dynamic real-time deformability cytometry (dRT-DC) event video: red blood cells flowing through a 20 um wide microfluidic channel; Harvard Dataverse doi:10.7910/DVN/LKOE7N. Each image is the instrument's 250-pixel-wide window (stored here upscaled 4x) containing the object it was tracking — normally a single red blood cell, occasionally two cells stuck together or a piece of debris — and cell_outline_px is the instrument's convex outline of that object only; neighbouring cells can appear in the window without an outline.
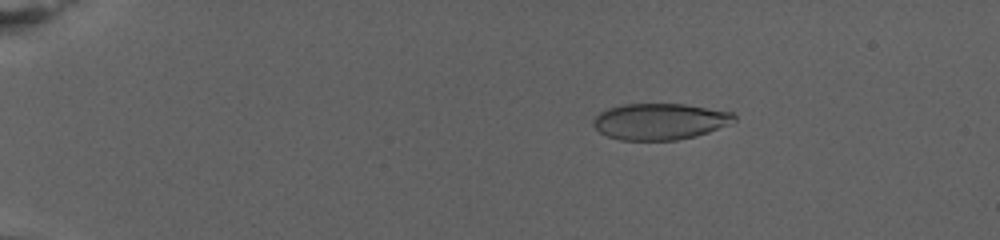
{"species": "human", "species_latin": "Homo sapiens", "temperature_condition": "warm", "stored_images_in_passage": 79, "camera_frame_rate_fps": 3000, "um_per_image_px": 0.085, "donor": {"sex": "female"}, "frame": {"image": 1, "passage_image": 15, "time_ms": 4.667, "image_size_px": [1000, 240], "cell_outline_px": [[736, 120], [728, 124], [708, 132], [696, 136], [676, 140], [620, 140], [608, 136], [600, 132], [592, 124], [592, 120], [600, 112], [608, 108], [624, 104], [684, 104], [732, 112], [736, 116]], "centroid_in_image_um": [56.07, 10.32], "position_along_channel_um": 28.9, "area_um2": 29.71}}
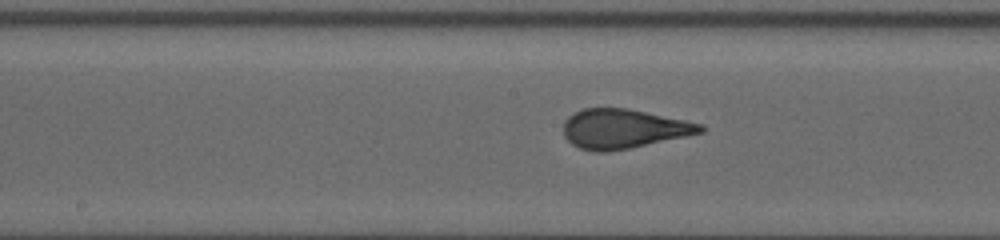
{"frame": {"image": 2, "passage_image": 44, "time_ms": 14.333, "image_size_px": [1000, 240], "cell_outline_px": [[704, 132], [628, 148], [608, 152], [596, 152], [580, 148], [572, 144], [564, 136], [564, 120], [568, 116], [584, 108], [628, 108], [704, 124]], "centroid_in_image_um": [52.98, 10.94], "position_along_channel_um": 195.2, "area_um2": 31.21}}
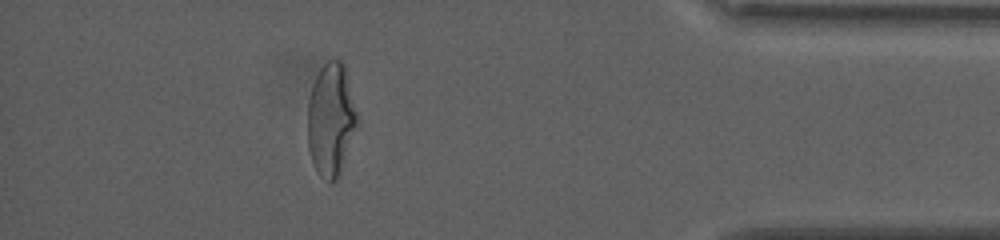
{"frame": {"image": 3, "passage_image": 71, "time_ms": 23.333, "image_size_px": [1000, 240], "cell_outline_px": [[360, 120], [340, 176], [332, 184], [320, 176], [316, 172], [312, 164], [308, 148], [308, 104], [312, 88], [316, 76], [320, 68], [328, 60], [340, 56], [344, 64]], "centroid_in_image_um": [28.16, 10.19], "position_along_channel_um": 407.0, "area_um2": 33.47}, "authors_computed_cell_mechanics": {"area_um2": 31.212, "velocity_mm_per_s": 2.7457, "shape_relaxation_time_tau1_ms": 7.7249, "shape_relaxation_time_tau2_ms": null, "deformation_change_tau1": 0.2484, "deformation_change_tau2": null}}